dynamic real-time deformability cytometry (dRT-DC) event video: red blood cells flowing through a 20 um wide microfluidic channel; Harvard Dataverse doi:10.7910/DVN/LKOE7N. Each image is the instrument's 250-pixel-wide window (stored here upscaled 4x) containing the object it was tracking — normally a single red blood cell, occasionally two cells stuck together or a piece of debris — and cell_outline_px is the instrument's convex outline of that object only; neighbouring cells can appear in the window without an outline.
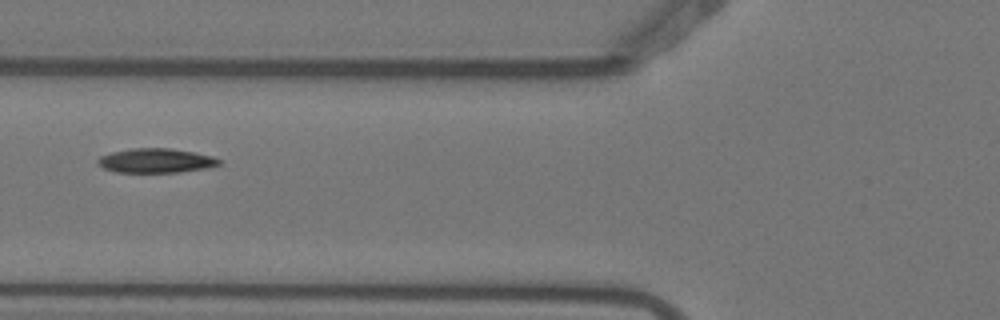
{"species": "Egyptian fruit bat (a non-hibernating species)", "species_latin": "Rousettus aegyptiacus", "temperature_condition": "warm", "stored_images_in_passage": 2, "camera_frame_rate_fps": 3000, "um_per_image_px": 0.085, "animal": {"sex": "female"}, "frame": {"image": 1, "passage_image": 2, "time_ms": 0.333, "image_size_px": [1000, 320], "cell_outline_px": [[220, 164], [208, 168], [180, 172], [116, 172], [104, 168], [96, 164], [96, 160], [100, 156], [112, 152], [132, 148], [172, 148], [212, 156], [220, 160]], "centroid_in_image_um": [13.23, 13.65], "position_along_channel_um": 112.6, "area_um2": 17.22}}